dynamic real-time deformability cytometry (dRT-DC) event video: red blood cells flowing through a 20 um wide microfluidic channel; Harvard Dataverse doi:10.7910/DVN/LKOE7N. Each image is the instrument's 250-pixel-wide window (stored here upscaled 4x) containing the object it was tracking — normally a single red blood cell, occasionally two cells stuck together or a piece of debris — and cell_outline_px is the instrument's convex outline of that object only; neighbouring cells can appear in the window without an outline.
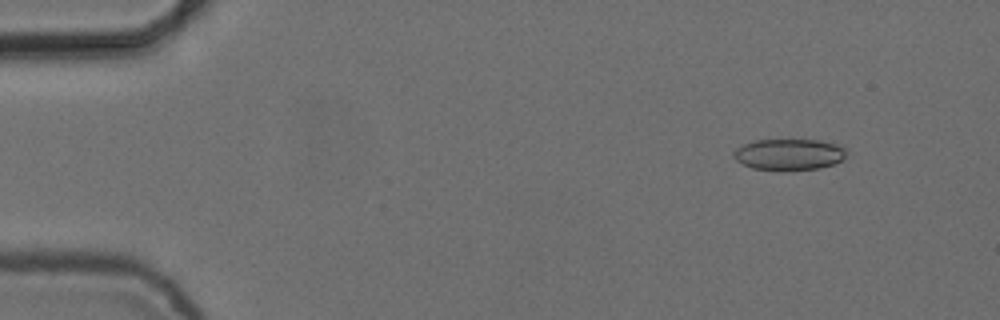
{"species": "common noctule bat (a hibernating species)", "species_latin": "Nyctalus noctula", "temperature_condition": "cold", "stored_images_in_passage": 4, "camera_frame_rate_fps": 3000, "um_per_image_px": 0.085, "animal": {"sex": "female", "body_mass_g": 24.6, "forearm_length_mm": 56.2}, "frame": {"image": 1, "passage_image": 1, "time_ms": 0.0, "image_size_px": [1000, 320], "cell_outline_px": [[844, 160], [820, 168], [780, 172], [752, 168], [736, 160], [732, 156], [736, 148], [744, 144], [756, 140], [820, 140], [836, 144], [844, 148]], "centroid_in_image_um": [67.04, 13.15], "position_along_channel_um": 18.0, "area_um2": 20.75}}
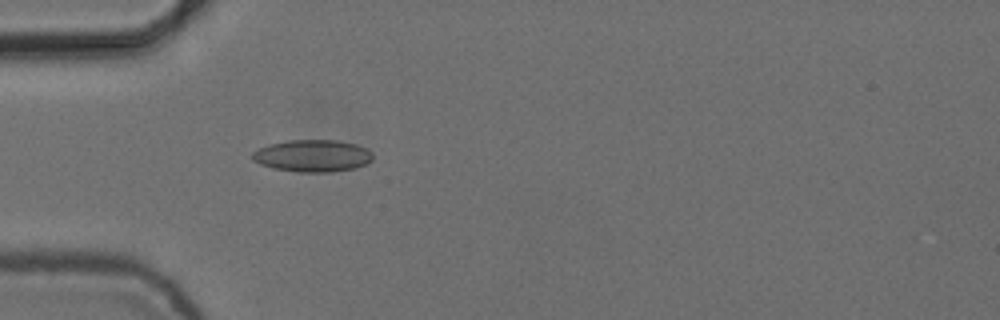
{"frame": {"image": 2, "passage_image": 4, "time_ms": 1.0, "image_size_px": [1000, 320], "cell_outline_px": [[372, 160], [364, 164], [352, 168], [332, 172], [300, 172], [272, 168], [260, 164], [252, 160], [252, 152], [268, 144], [288, 140], [336, 140], [356, 144], [368, 148], [372, 152]], "centroid_in_image_um": [26.55, 13.23], "position_along_channel_um": 58.4, "area_um2": 22.54}}